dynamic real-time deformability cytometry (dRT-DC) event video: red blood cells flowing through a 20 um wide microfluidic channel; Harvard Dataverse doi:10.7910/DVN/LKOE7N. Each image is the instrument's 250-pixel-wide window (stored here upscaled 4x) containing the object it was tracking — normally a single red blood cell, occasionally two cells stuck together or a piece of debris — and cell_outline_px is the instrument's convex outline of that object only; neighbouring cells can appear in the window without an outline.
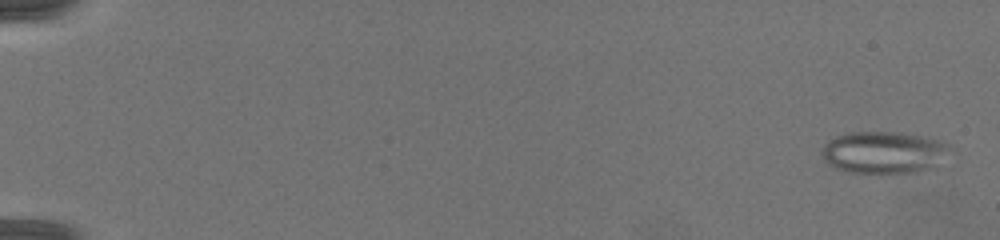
{"species": "common noctule bat (a hibernating species)", "species_latin": "Nyctalus noctula", "temperature_condition": "warm", "stored_images_in_passage": 27, "camera_frame_rate_fps": 3000, "um_per_image_px": 0.085, "animal": {"sex": "female", "body_mass_g": 19.5, "forearm_length_mm": 54.1}, "frame": {"image": 1, "passage_image": 1, "time_ms": 0.0, "image_size_px": [1000, 240], "cell_outline_px": [[944, 144], [920, 168], [912, 172], [852, 172], [836, 168], [828, 164], [824, 160], [820, 152], [824, 144], [828, 140], [836, 136], [848, 132], [900, 132], [940, 140]], "centroid_in_image_um": [74.73, 12.9], "position_along_channel_um": 10.3, "area_um2": 28.9}}
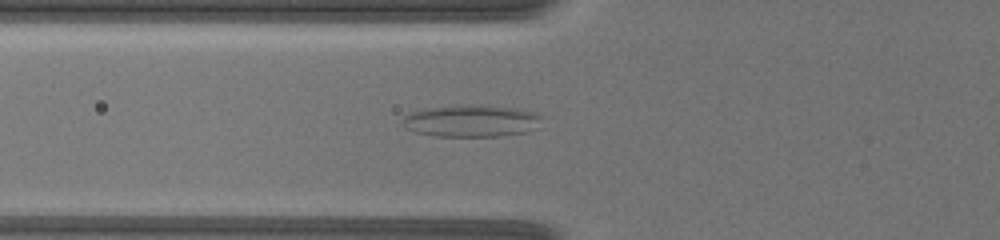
{"frame": {"image": 2, "passage_image": 11, "time_ms": 6.333, "image_size_px": [1000, 240], "cell_outline_px": [[544, 116], [528, 132], [500, 136], [432, 136], [416, 132], [404, 128], [404, 116], [408, 112], [428, 108], [456, 104], [480, 104], [520, 108], [536, 112]], "centroid_in_image_um": [40.06, 10.25], "position_along_channel_um": 85.7, "area_um2": 26.41}}
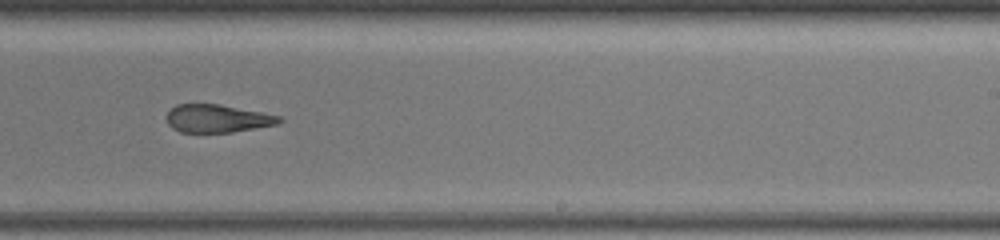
{"frame": {"image": 3, "passage_image": 19, "time_ms": 10.667, "image_size_px": [1000, 240], "cell_outline_px": [[284, 120], [280, 124], [232, 132], [180, 132], [172, 128], [168, 124], [164, 116], [168, 108], [176, 104], [220, 104], [280, 116]], "centroid_in_image_um": [18.43, 10.07], "position_along_channel_um": 270.6, "area_um2": 18.61}}